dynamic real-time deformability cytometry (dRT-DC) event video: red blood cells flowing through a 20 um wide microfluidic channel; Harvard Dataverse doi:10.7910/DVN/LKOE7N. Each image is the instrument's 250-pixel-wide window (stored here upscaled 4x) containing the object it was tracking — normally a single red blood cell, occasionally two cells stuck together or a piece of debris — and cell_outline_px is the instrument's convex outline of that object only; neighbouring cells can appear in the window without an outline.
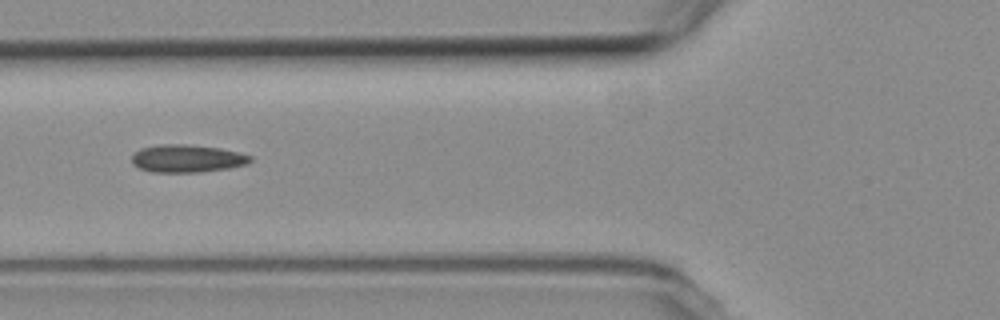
{"species": "common noctule bat (a hibernating species)", "species_latin": "Nyctalus noctula", "temperature_condition": "room temperature", "stored_images_in_passage": 10, "camera_frame_rate_fps": 3000, "um_per_image_px": 0.085, "animal": {"sex": "female", "body_mass_g": 19.3, "forearm_length_mm": 54.1}, "frame": {"image": 1, "passage_image": 5, "time_ms": 4.667, "image_size_px": [1000, 320], "cell_outline_px": [[252, 160], [248, 164], [228, 168], [200, 172], [152, 172], [140, 168], [132, 164], [132, 156], [140, 148], [160, 144], [188, 144], [220, 148], [240, 152], [252, 156]], "centroid_in_image_um": [15.92, 13.47], "position_along_channel_um": 109.9, "area_um2": 19.25}}
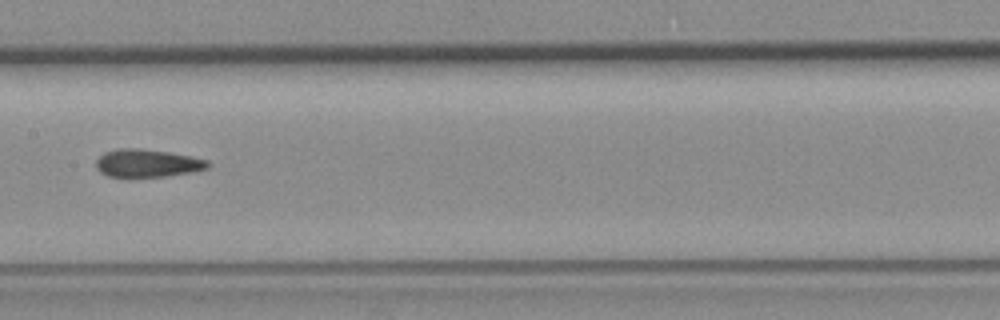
{"frame": {"image": 2, "passage_image": 7, "time_ms": 7.0, "image_size_px": [1000, 320], "cell_outline_px": [[212, 164], [208, 168], [192, 172], [168, 176], [128, 180], [108, 176], [100, 172], [96, 168], [96, 160], [104, 152], [116, 148], [140, 148], [168, 152], [208, 160]], "centroid_in_image_um": [12.47, 13.92], "position_along_channel_um": 194.9, "area_um2": 18.96}}
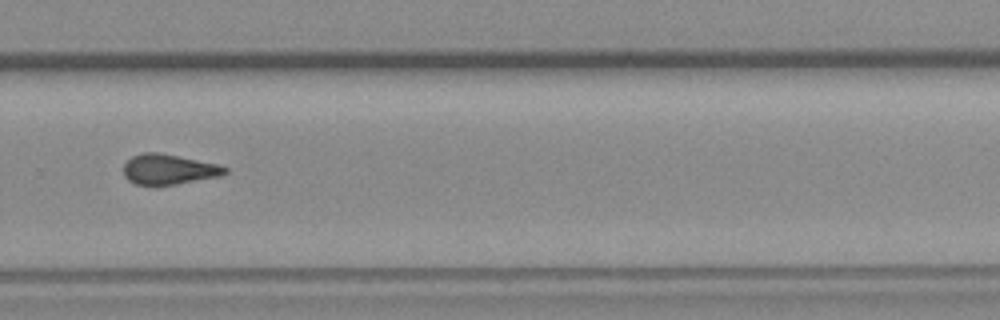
{"frame": {"image": 3, "passage_image": 10, "time_ms": 10.333, "image_size_px": [1000, 320], "cell_outline_px": [[228, 172], [224, 176], [156, 188], [136, 184], [128, 180], [124, 176], [124, 164], [132, 156], [144, 152], [156, 152], [220, 164], [228, 168]], "centroid_in_image_um": [14.37, 14.44], "position_along_channel_um": 315.4, "area_um2": 18.55}}